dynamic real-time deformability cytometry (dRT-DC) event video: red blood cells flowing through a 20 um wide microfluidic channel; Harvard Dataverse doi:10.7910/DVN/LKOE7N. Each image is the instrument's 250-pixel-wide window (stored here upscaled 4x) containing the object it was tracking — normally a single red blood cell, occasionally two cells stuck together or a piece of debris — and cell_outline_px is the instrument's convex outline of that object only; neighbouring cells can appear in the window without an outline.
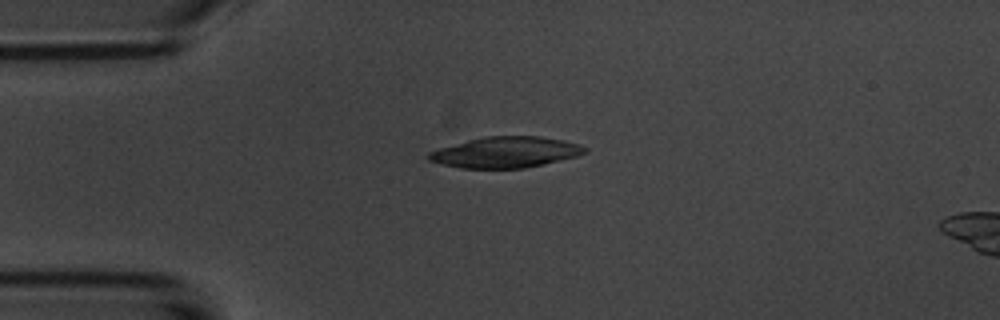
{"species": "common noctule bat (a hibernating species)", "species_latin": "Nyctalus noctula", "temperature_condition": "room temperature", "stored_images_in_passage": 41, "camera_frame_rate_fps": 3000, "um_per_image_px": 0.085, "animal": {"sex": "male", "body_mass_g": 20.1, "forearm_length_mm": 53.5}, "frame": {"image": 1, "passage_image": 1, "time_ms": 0.0, "image_size_px": [1000, 320], "cell_outline_px": [[588, 152], [576, 156], [544, 164], [524, 168], [460, 168], [428, 160], [428, 152], [440, 148], [468, 140], [484, 136], [540, 136], [564, 140], [580, 144], [588, 148]], "centroid_in_image_um": [43.02, 12.93], "position_along_channel_um": 42.0, "area_um2": 28.03}}
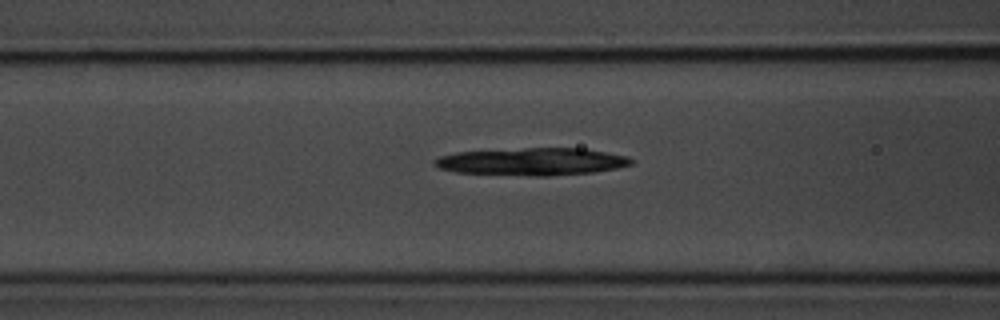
{"frame": {"image": 2, "passage_image": 9, "time_ms": 2.667, "image_size_px": [1000, 320], "cell_outline_px": [[632, 164], [616, 168], [592, 172], [548, 176], [532, 176], [456, 172], [440, 168], [432, 164], [432, 160], [440, 156], [456, 152], [524, 148], [584, 148], [628, 156], [632, 160]], "centroid_in_image_um": [45.2, 13.73], "position_along_channel_um": 121.4, "area_um2": 31.44}}
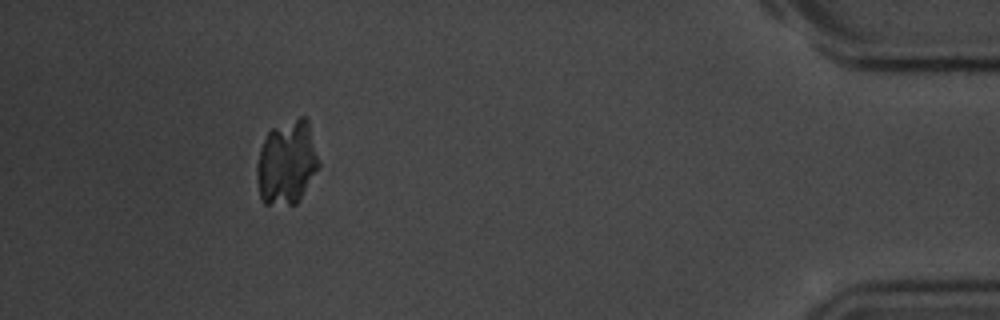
{"frame": {"image": 3, "passage_image": 37, "time_ms": 12.0, "image_size_px": [1000, 320], "cell_outline_px": [[320, 168], [296, 204], [264, 204], [260, 200], [256, 180], [256, 164], [260, 148], [268, 132], [272, 128], [300, 116], [308, 116], [320, 164]], "centroid_in_image_um": [24.38, 13.81], "position_along_channel_um": 410.8, "area_um2": 30.87}}